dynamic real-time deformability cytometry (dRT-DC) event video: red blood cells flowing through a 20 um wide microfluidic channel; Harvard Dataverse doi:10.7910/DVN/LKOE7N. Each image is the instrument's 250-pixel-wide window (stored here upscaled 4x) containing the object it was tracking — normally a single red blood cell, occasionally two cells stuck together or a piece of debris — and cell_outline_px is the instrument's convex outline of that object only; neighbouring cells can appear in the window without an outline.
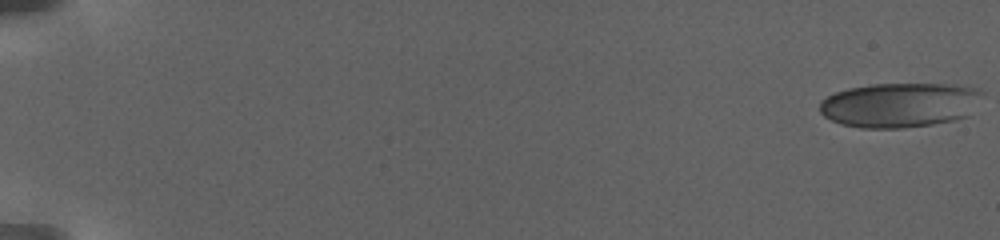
{"species": "human", "species_latin": "Homo sapiens", "temperature_condition": "warm", "stored_images_in_passage": 44, "camera_frame_rate_fps": 3000, "um_per_image_px": 0.085, "donor": {"sex": "female"}, "frame": {"image": 1, "passage_image": 1, "time_ms": 0.0, "image_size_px": [1000, 240], "cell_outline_px": [[984, 92], [968, 116], [952, 120], [932, 124], [904, 128], [860, 128], [840, 124], [824, 116], [820, 112], [820, 100], [836, 92], [848, 88], [872, 84], [956, 84], [980, 88]], "centroid_in_image_um": [76.48, 8.91], "position_along_channel_um": 8.5, "area_um2": 42.54}}
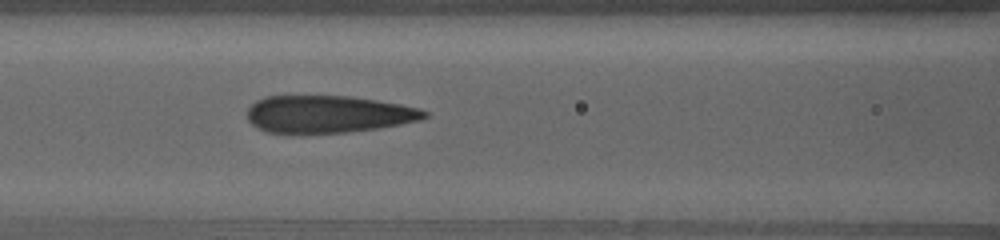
{"frame": {"image": 2, "passage_image": 30, "time_ms": 11.667, "image_size_px": [1000, 240], "cell_outline_px": [[428, 116], [420, 120], [400, 124], [376, 128], [348, 132], [308, 136], [288, 136], [264, 132], [256, 128], [248, 120], [248, 108], [256, 100], [264, 96], [348, 96], [376, 100], [420, 108], [428, 112]], "centroid_in_image_um": [27.79, 9.75], "position_along_channel_um": 138.8, "area_um2": 39.71}}
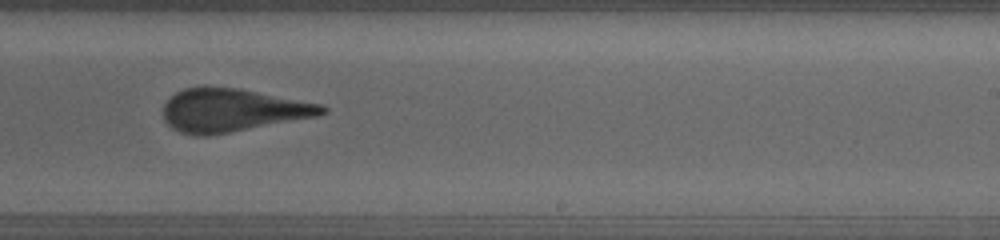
{"frame": {"image": 3, "passage_image": 42, "time_ms": 16.333, "image_size_px": [1000, 240], "cell_outline_px": [[328, 112], [316, 116], [208, 136], [196, 136], [180, 132], [172, 128], [164, 120], [164, 104], [176, 92], [184, 88], [204, 84], [240, 88], [320, 104], [328, 108]], "centroid_in_image_um": [19.69, 9.34], "position_along_channel_um": 269.3, "area_um2": 40.06}}